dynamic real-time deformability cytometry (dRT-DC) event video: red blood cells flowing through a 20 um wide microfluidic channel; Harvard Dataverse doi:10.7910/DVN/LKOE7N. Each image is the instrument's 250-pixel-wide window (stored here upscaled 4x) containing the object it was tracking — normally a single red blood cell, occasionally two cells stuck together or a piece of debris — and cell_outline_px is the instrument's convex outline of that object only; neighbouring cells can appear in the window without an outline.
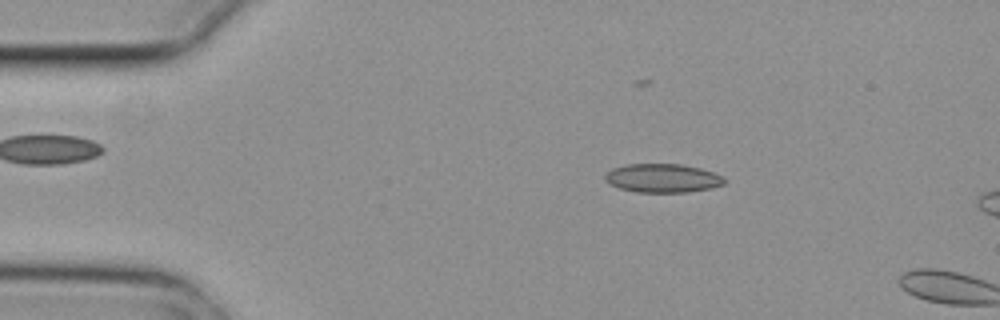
{"species": "common noctule bat (a hibernating species)", "species_latin": "Nyctalus noctula", "temperature_condition": "cold", "stored_images_in_passage": 3, "camera_frame_rate_fps": 3000, "um_per_image_px": 0.085, "animal": {"sex": "female", "body_mass_g": 29.2, "forearm_length_mm": 56.3}, "frame": {"image": 1, "passage_image": 2, "time_ms": 0.333, "image_size_px": [1000, 320], "cell_outline_px": [[724, 184], [712, 188], [688, 192], [636, 192], [620, 188], [604, 180], [604, 176], [612, 168], [628, 164], [680, 164], [700, 168], [712, 172], [720, 176], [724, 180]], "centroid_in_image_um": [56.3, 15.14], "position_along_channel_um": 28.7, "area_um2": 19.77}}